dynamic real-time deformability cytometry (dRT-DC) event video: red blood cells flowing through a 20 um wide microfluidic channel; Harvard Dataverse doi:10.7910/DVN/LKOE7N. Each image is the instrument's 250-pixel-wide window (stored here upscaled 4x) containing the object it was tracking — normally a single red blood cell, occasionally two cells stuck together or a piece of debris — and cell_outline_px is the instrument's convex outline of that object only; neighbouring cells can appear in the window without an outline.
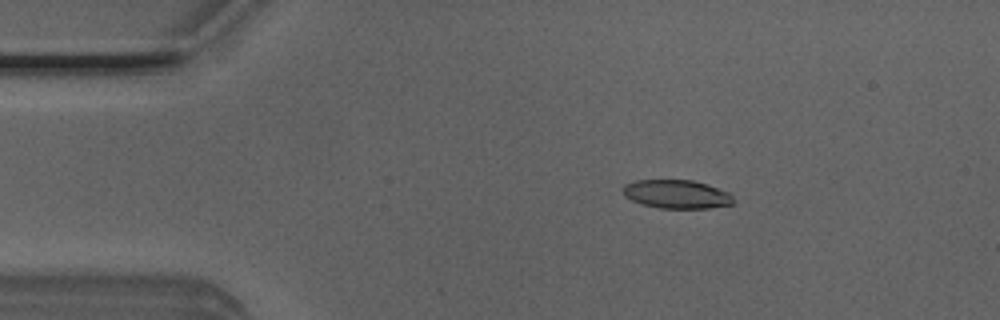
{"species": "Egyptian fruit bat (a non-hibernating species)", "species_latin": "Rousettus aegyptiacus", "temperature_condition": "room temperature", "stored_images_in_passage": 43, "camera_frame_rate_fps": 3000, "um_per_image_px": 0.085, "animal": {"sex": "male"}, "frame": {"image": 1, "passage_image": 1, "time_ms": 0.0, "image_size_px": [1000, 320], "cell_outline_px": [[732, 204], [708, 208], [660, 208], [640, 204], [624, 196], [620, 188], [624, 184], [636, 180], [692, 180], [708, 184], [728, 192], [732, 196]], "centroid_in_image_um": [57.45, 16.5], "position_along_channel_um": 27.5, "area_um2": 18.5}}
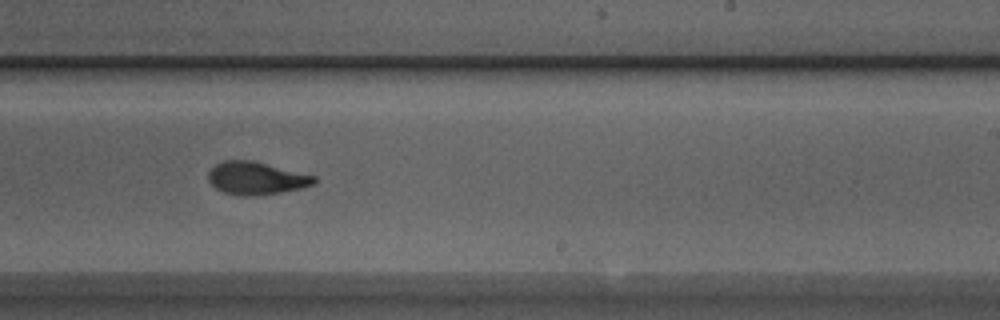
{"frame": {"image": 2, "passage_image": 23, "time_ms": 7.333, "image_size_px": [1000, 320], "cell_outline_px": [[316, 184], [300, 188], [280, 192], [256, 196], [244, 196], [224, 192], [216, 188], [208, 180], [208, 172], [216, 164], [224, 160], [252, 160], [316, 176]], "centroid_in_image_um": [21.78, 15.14], "position_along_channel_um": 267.2, "area_um2": 20.11}}
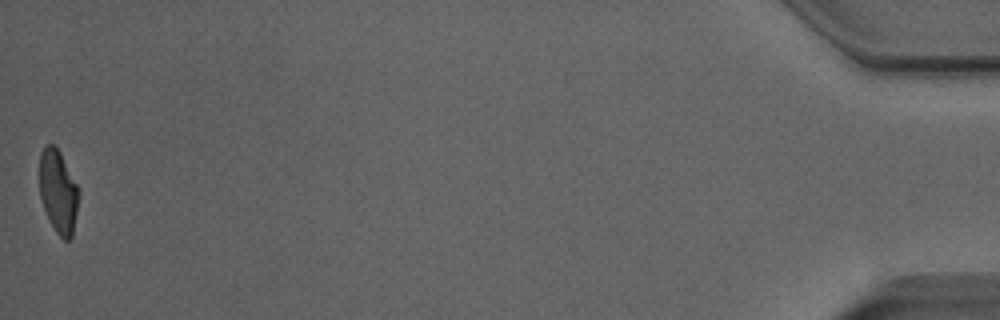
{"frame": {"image": 3, "passage_image": 43, "time_ms": 14.0, "image_size_px": [1000, 320], "cell_outline_px": [[80, 196], [72, 236], [68, 240], [64, 240], [56, 232], [44, 208], [40, 196], [40, 152], [44, 144], [52, 144], [60, 152], [80, 192]], "centroid_in_image_um": [4.96, 16.27], "position_along_channel_um": 430.2, "area_um2": 18.84}, "authors_computed_cell_mechanics": {"area_um2": 20.0566, "velocity_mm_per_s": 4.0214, "shape_relaxation_time_tau1_ms": 3.3287, "shape_relaxation_time_tau2_ms": 1.5617, "deformation_change_tau1": 0.1805, "deformation_change_tau2": 0.0869}}